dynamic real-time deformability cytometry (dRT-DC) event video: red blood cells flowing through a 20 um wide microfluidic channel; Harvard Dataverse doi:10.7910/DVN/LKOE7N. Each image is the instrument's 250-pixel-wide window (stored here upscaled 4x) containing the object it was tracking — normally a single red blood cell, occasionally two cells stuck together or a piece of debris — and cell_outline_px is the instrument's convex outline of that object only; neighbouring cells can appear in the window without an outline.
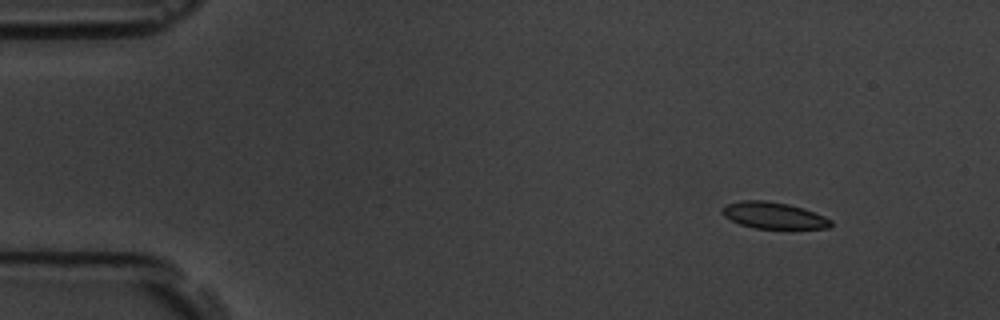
{"species": "common noctule bat (a hibernating species)", "species_latin": "Nyctalus noctula", "temperature_condition": "room temperature", "stored_images_in_passage": 4, "camera_frame_rate_fps": 3000, "um_per_image_px": 0.085, "animal": {"sex": "male", "body_mass_g": 19.5, "forearm_length_mm": 54.6}, "frame": {"image": 1, "passage_image": 1, "time_ms": 0.0, "image_size_px": [1000, 320], "cell_outline_px": [[832, 224], [828, 228], [756, 228], [740, 224], [724, 216], [720, 212], [720, 208], [724, 204], [740, 200], [764, 200], [788, 204], [804, 208], [824, 216], [832, 220]], "centroid_in_image_um": [65.71, 18.29], "position_along_channel_um": 19.3, "area_um2": 16.82}}
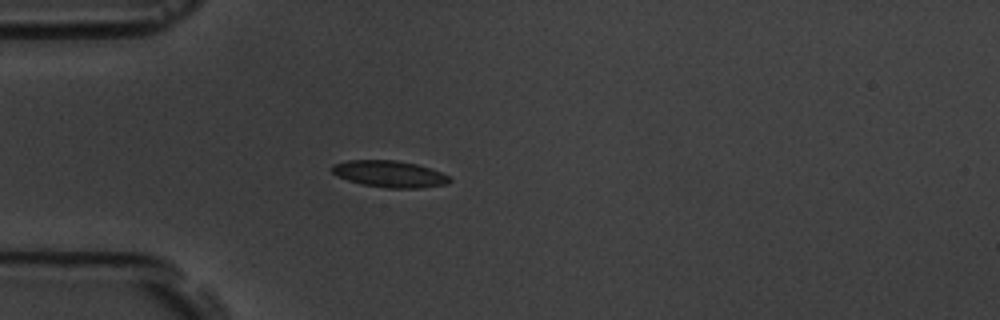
{"frame": {"image": 2, "passage_image": 4, "time_ms": 3.333, "image_size_px": [1000, 320], "cell_outline_px": [[452, 180], [448, 184], [420, 188], [384, 188], [360, 184], [336, 176], [332, 172], [332, 164], [348, 160], [396, 160], [416, 164], [440, 172], [448, 176]], "centroid_in_image_um": [33.08, 14.79], "position_along_channel_um": 51.9, "area_um2": 18.32}}